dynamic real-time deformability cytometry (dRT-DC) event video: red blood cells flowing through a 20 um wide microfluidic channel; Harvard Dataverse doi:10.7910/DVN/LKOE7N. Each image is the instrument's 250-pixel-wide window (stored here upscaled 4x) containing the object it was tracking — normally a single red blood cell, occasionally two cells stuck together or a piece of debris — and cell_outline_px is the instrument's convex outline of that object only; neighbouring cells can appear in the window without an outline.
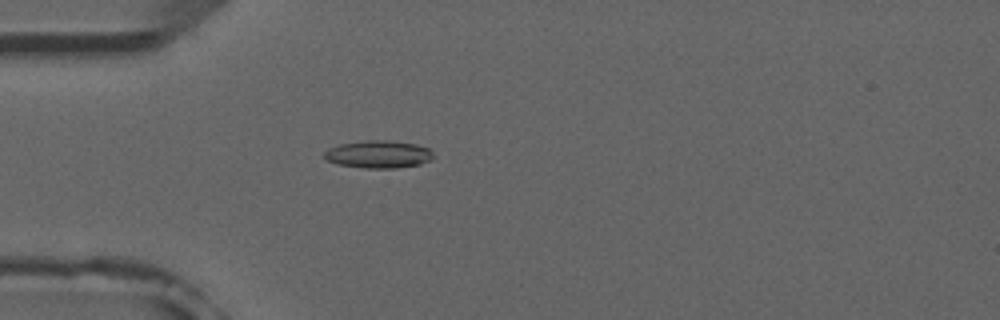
{"species": "common noctule bat (a hibernating species)", "species_latin": "Nyctalus noctula", "temperature_condition": "room temperature", "stored_images_in_passage": 5, "camera_frame_rate_fps": 3000, "um_per_image_px": 0.085, "animal": {"sex": "male", "forearm_length_mm": 52.5}, "frame": {"image": 1, "passage_image": 5, "time_ms": 4.667, "image_size_px": [1000, 320], "cell_outline_px": [[432, 160], [420, 164], [396, 168], [364, 168], [336, 164], [328, 160], [324, 156], [324, 152], [328, 148], [340, 144], [368, 140], [388, 140], [416, 144], [428, 148], [432, 152]], "centroid_in_image_um": [32.17, 13.12], "position_along_channel_um": 52.8, "area_um2": 17.51}}